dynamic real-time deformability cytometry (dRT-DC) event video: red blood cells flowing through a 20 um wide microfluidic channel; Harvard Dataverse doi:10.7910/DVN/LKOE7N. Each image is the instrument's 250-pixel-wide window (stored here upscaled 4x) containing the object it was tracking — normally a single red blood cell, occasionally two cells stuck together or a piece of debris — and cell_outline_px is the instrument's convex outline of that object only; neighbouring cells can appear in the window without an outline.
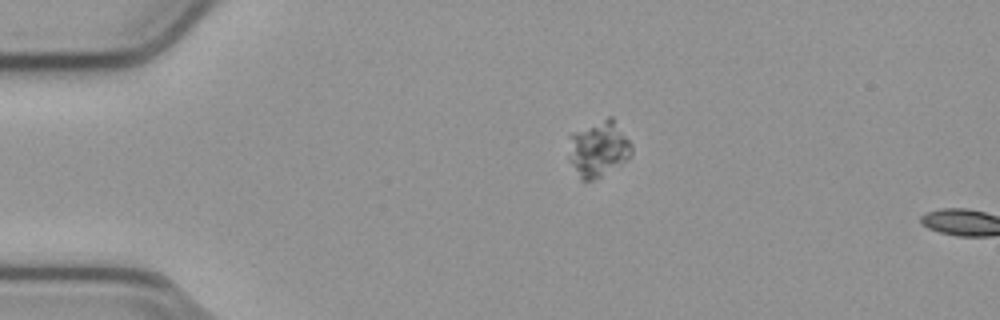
{"species": "common noctule bat (a hibernating species)", "species_latin": "Nyctalus noctula", "temperature_condition": "cold", "stored_images_in_passage": 3, "camera_frame_rate_fps": 3000, "um_per_image_px": 0.085, "animal": {"sex": "male", "body_mass_g": 23.1, "forearm_length_mm": 52.7}, "frame": {"image": 1, "passage_image": 1, "time_ms": 0.0, "image_size_px": [1000, 320], "cell_outline_px": [[632, 152], [628, 156], [600, 176], [592, 180], [580, 180], [568, 156], [568, 136], [572, 132], [608, 116], [612, 116], [632, 144]], "centroid_in_image_um": [50.81, 12.59], "position_along_channel_um": 34.2, "area_um2": 20.23}}